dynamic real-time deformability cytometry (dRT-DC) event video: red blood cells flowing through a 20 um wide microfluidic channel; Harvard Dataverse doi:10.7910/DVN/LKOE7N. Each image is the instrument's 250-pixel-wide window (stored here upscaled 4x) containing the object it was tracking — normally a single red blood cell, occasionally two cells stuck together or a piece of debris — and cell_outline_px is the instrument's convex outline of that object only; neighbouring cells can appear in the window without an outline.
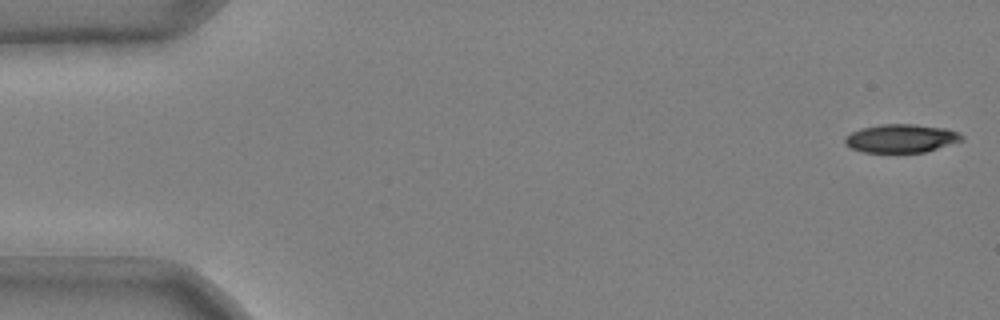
{"species": "common noctule bat (a hibernating species)", "species_latin": "Nyctalus noctula", "temperature_condition": "cold", "stored_images_in_passage": 49, "camera_frame_rate_fps": 3000, "um_per_image_px": 0.085, "animal": {"sex": "male", "body_mass_g": 20.4}, "frame": {"image": 1, "passage_image": 1, "time_ms": 0.0, "image_size_px": [1000, 320], "cell_outline_px": [[964, 140], [924, 152], [864, 152], [852, 148], [844, 144], [844, 140], [852, 132], [860, 128], [880, 124], [916, 124], [944, 128], [960, 132], [964, 136]], "centroid_in_image_um": [76.62, 11.75], "position_along_channel_um": 8.4, "area_um2": 19.31}}
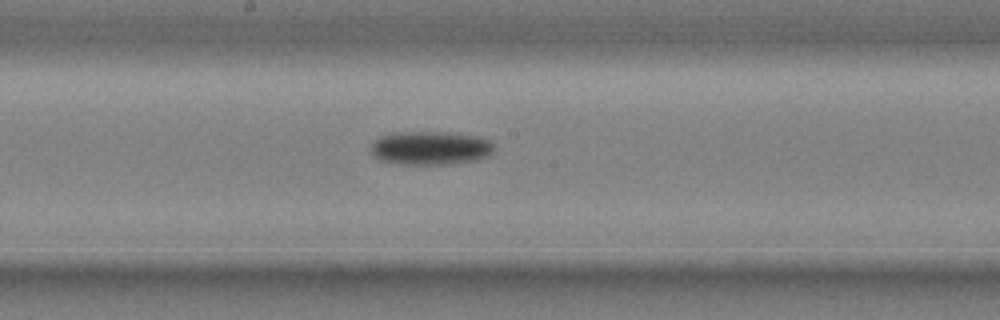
{"frame": {"image": 2, "passage_image": 28, "time_ms": 9.0, "image_size_px": [1000, 320], "cell_outline_px": [[496, 152], [488, 156], [476, 160], [452, 164], [400, 164], [380, 160], [372, 152], [372, 144], [380, 136], [392, 132], [444, 132], [480, 136], [492, 140], [496, 148]], "centroid_in_image_um": [36.68, 12.57], "position_along_channel_um": 211.5, "area_um2": 24.45}}
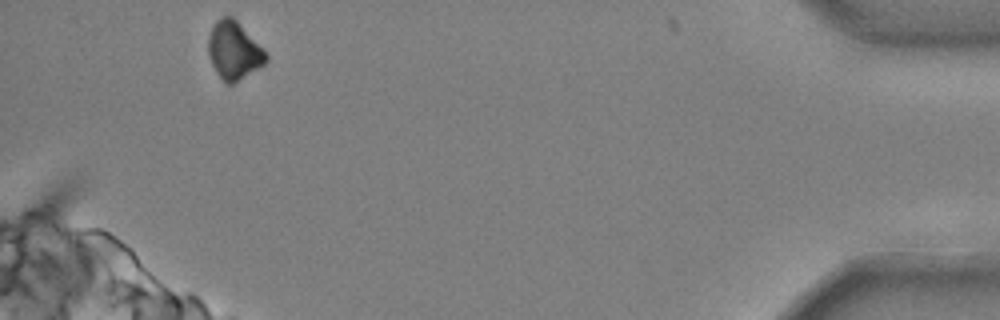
{"frame": {"image": 3, "passage_image": 49, "time_ms": 16.0, "image_size_px": [1000, 320], "cell_outline_px": [[268, 60], [264, 64], [232, 84], [228, 84], [216, 72], [208, 56], [208, 36], [216, 20], [224, 16], [232, 16], [236, 20], [268, 56]], "centroid_in_image_um": [19.85, 4.29], "position_along_channel_um": 415.4, "area_um2": 18.9}, "authors_computed_cell_mechanics": {"area_um2": 21.7906, "velocity_mm_per_s": 3.7199, "shape_relaxation_time_tau1_ms": 2.0779, "shape_relaxation_time_tau2_ms": null, "deformation_change_tau1": 0.1317, "deformation_change_tau2": null}}